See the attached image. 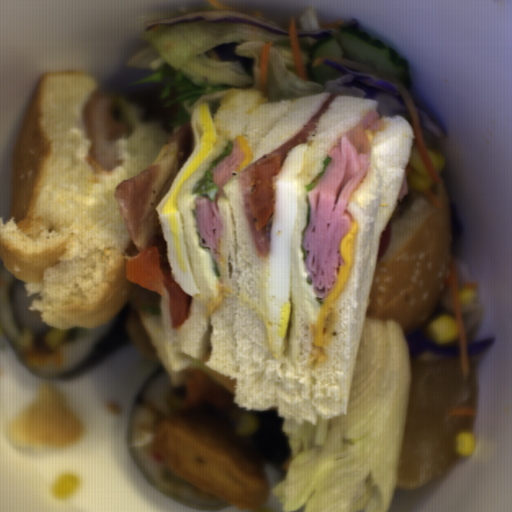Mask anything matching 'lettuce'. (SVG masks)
Wrapping results in <instances>:
<instances>
[{"label":"lettuce","instance_id":"4","mask_svg":"<svg viewBox=\"0 0 512 512\" xmlns=\"http://www.w3.org/2000/svg\"><path fill=\"white\" fill-rule=\"evenodd\" d=\"M332 160L333 159L329 155L326 157V159L323 161L324 167L322 168V170L317 173V175L315 176V178L313 179V181L309 185L305 186V189H306L307 192L310 191L312 188H314L316 186V184L320 181V179L325 174L329 163Z\"/></svg>","mask_w":512,"mask_h":512},{"label":"lettuce","instance_id":"2","mask_svg":"<svg viewBox=\"0 0 512 512\" xmlns=\"http://www.w3.org/2000/svg\"><path fill=\"white\" fill-rule=\"evenodd\" d=\"M197 211L198 209L197 208H194L193 211H192V214H193V219H195V222H196V235H197V240H198V247L199 249L207 252L210 254V257H211V260H212V264H213V270H214V274L217 278H220L221 277V272H220V269L212 255V251H211V248L210 246H203L202 245V240H201V236L199 234V230H198V220H197Z\"/></svg>","mask_w":512,"mask_h":512},{"label":"lettuce","instance_id":"1","mask_svg":"<svg viewBox=\"0 0 512 512\" xmlns=\"http://www.w3.org/2000/svg\"><path fill=\"white\" fill-rule=\"evenodd\" d=\"M233 142H228L227 146H224L222 152L217 155L211 162L209 167L204 170L202 177L194 184L190 194H198L199 197H208L212 202L214 201L219 187L215 184L212 177V170L216 165L222 161L226 156L232 154Z\"/></svg>","mask_w":512,"mask_h":512},{"label":"lettuce","instance_id":"3","mask_svg":"<svg viewBox=\"0 0 512 512\" xmlns=\"http://www.w3.org/2000/svg\"><path fill=\"white\" fill-rule=\"evenodd\" d=\"M305 202H306L305 226L303 227V229L301 231L300 244H299V250L302 253V256H301L302 261H306V250L303 247V242H304L305 232L309 227L310 217H311V205H310V201H309V195H307Z\"/></svg>","mask_w":512,"mask_h":512}]
</instances>
